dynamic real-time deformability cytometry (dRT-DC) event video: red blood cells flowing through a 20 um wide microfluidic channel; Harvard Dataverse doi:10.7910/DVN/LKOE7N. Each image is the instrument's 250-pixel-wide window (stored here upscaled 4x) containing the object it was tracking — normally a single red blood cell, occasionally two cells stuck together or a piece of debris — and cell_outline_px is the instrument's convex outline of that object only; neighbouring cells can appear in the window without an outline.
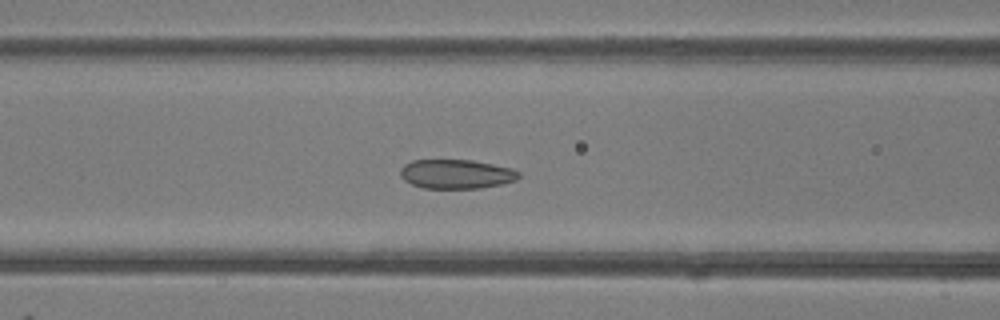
{"species": "common noctule bat (a hibernating species)", "species_latin": "Nyctalus noctula", "temperature_condition": "room temperature", "stored_images_in_passage": 50, "camera_frame_rate_fps": 3000, "um_per_image_px": 0.085, "animal": {"sex": "female"}, "frame": {"image": 1, "passage_image": 21, "time_ms": 6.667, "image_size_px": [1000, 320], "cell_outline_px": [[520, 176], [516, 180], [500, 184], [480, 188], [424, 188], [412, 184], [404, 180], [400, 176], [400, 168], [404, 164], [412, 160], [472, 160], [512, 168], [520, 172]], "centroid_in_image_um": [38.77, 14.79], "position_along_channel_um": 127.8, "area_um2": 20.17}}
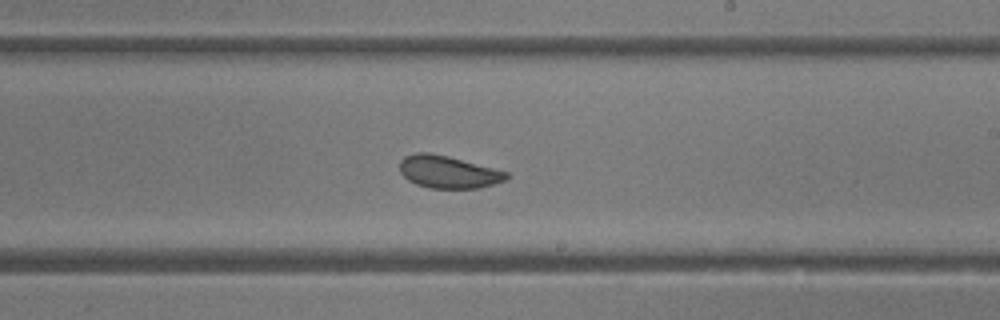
{"frame": {"image": 2, "passage_image": 30, "time_ms": 9.667, "image_size_px": [1000, 320], "cell_outline_px": [[508, 176], [504, 180], [480, 188], [428, 188], [416, 184], [408, 180], [400, 172], [400, 160], [404, 156], [416, 152], [428, 152], [448, 156], [508, 172]], "centroid_in_image_um": [38.05, 14.61], "position_along_channel_um": 251.0, "area_um2": 20.06}}
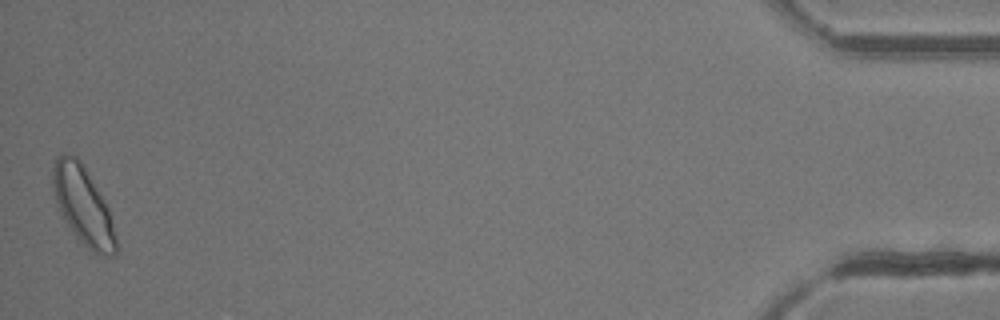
{"frame": {"image": 3, "passage_image": 50, "time_ms": 16.333, "image_size_px": [1000, 320], "cell_outline_px": [[116, 256], [104, 256], [92, 252], [80, 240], [68, 224], [60, 212], [52, 188], [52, 168], [56, 156], [60, 152], [64, 152], [76, 156], [80, 160], [108, 208], [116, 236]], "centroid_in_image_um": [7.04, 17.44], "position_along_channel_um": 428.2, "area_um2": 28.32}, "authors_computed_cell_mechanics": {"area_um2": 22.1952, "velocity_mm_per_s": 4.1058, "shape_relaxation_time_tau1_ms": 3.0435, "shape_relaxation_time_tau2_ms": null, "deformation_change_tau1": 0.0925, "deformation_change_tau2": null}}